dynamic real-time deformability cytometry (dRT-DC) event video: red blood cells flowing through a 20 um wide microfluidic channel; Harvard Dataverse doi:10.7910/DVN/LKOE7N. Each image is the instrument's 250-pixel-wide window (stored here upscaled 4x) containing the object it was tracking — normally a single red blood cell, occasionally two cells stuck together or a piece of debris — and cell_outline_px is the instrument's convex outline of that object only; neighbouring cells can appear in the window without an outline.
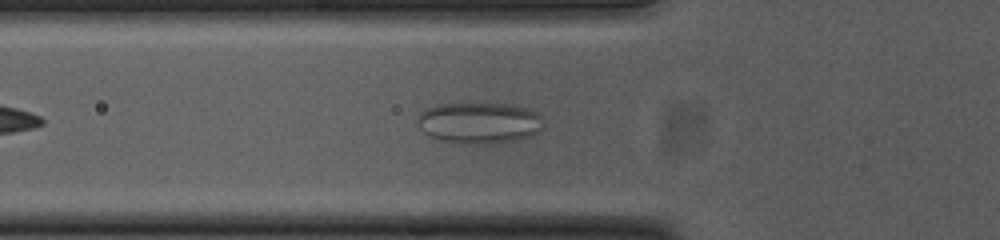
{"species": "common noctule bat (a hibernating species)", "species_latin": "Nyctalus noctula", "temperature_condition": "cold", "stored_images_in_passage": 44, "camera_frame_rate_fps": 3000, "um_per_image_px": 0.085, "animal": {"sex": "female", "body_mass_g": 23.0, "forearm_length_mm": 53.4}, "frame": {"image": 1, "passage_image": 8, "time_ms": 2.333, "image_size_px": [1000, 240], "cell_outline_px": [[544, 128], [540, 132], [516, 140], [484, 144], [460, 144], [440, 140], [424, 132], [420, 128], [420, 112], [436, 104], [516, 104], [528, 108], [544, 116]], "centroid_in_image_um": [40.82, 10.44], "position_along_channel_um": 85.0, "area_um2": 30.4}}
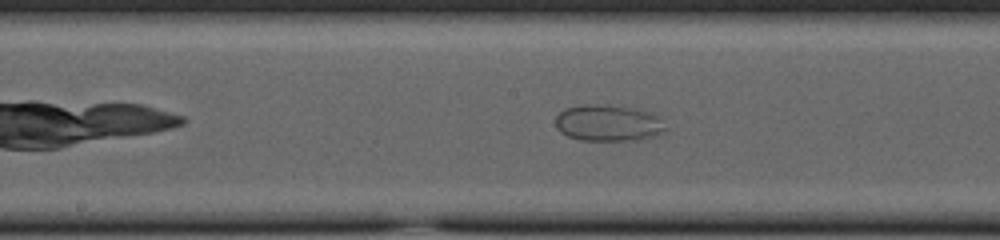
{"frame": {"image": 2, "passage_image": 17, "time_ms": 5.333, "image_size_px": [1000, 240], "cell_outline_px": [[664, 132], [656, 136], [636, 140], [580, 140], [568, 136], [560, 132], [556, 128], [556, 116], [564, 108], [584, 104], [592, 104], [632, 108], [660, 116], [664, 128]], "centroid_in_image_um": [51.66, 10.46], "position_along_channel_um": 196.5, "area_um2": 23.18}}
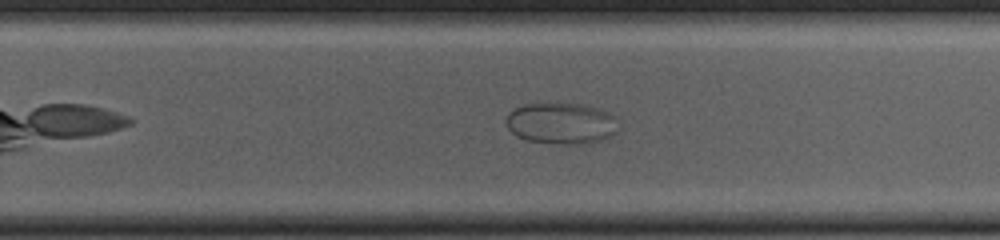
{"frame": {"image": 3, "passage_image": 24, "time_ms": 7.667, "image_size_px": [1000, 240], "cell_outline_px": [[616, 132], [600, 140], [588, 144], [564, 144], [528, 140], [516, 136], [508, 128], [504, 120], [508, 112], [512, 108], [524, 104], [580, 104], [596, 108], [608, 112], [616, 116]], "centroid_in_image_um": [47.66, 10.48], "position_along_channel_um": 282.1, "area_um2": 26.93}}